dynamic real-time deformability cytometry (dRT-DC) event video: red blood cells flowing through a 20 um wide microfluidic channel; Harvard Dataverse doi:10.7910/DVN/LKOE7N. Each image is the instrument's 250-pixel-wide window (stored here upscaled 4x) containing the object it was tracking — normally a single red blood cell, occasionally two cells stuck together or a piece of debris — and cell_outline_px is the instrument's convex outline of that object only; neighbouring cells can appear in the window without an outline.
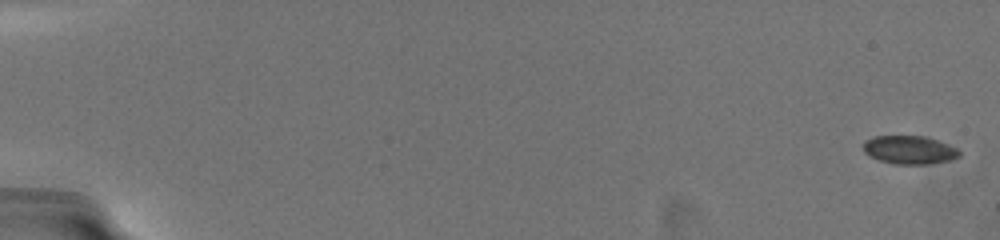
{"species": "common noctule bat (a hibernating species)", "species_latin": "Nyctalus noctula", "temperature_condition": "warm", "stored_images_in_passage": 12, "camera_frame_rate_fps": 3000, "um_per_image_px": 0.085, "animal": {"sex": "female", "body_mass_g": 19.5, "forearm_length_mm": 54.1}, "frame": {"image": 1, "passage_image": 1, "time_ms": 0.0, "image_size_px": [1000, 240], "cell_outline_px": [[960, 156], [952, 160], [928, 164], [892, 164], [868, 156], [864, 152], [864, 140], [872, 136], [928, 136], [956, 148], [960, 152]], "centroid_in_image_um": [77.29, 12.74], "position_along_channel_um": 7.7, "area_um2": 16.01}}
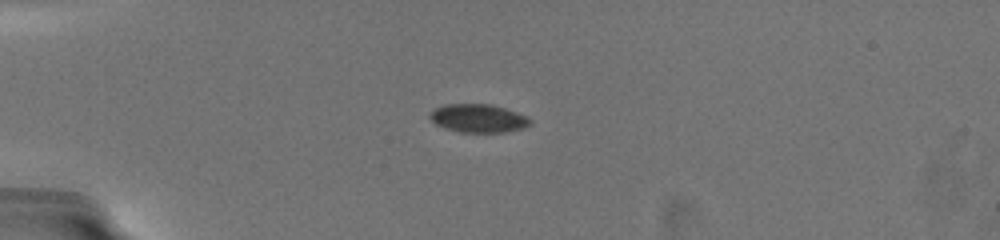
{"frame": {"image": 2, "passage_image": 6, "time_ms": 5.333, "image_size_px": [1000, 240], "cell_outline_px": [[532, 124], [524, 128], [504, 132], [460, 132], [444, 128], [436, 124], [428, 116], [436, 108], [444, 104], [492, 104], [516, 112], [532, 120]], "centroid_in_image_um": [40.66, 10.06], "position_along_channel_um": 44.3, "area_um2": 16.47}}
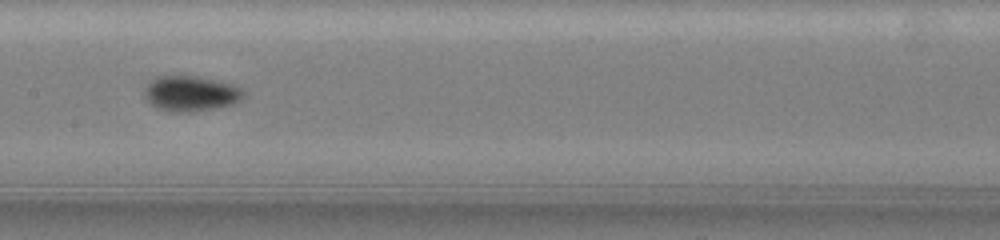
{"frame": {"image": 3, "passage_image": 11, "time_ms": 10.333, "image_size_px": [1000, 240], "cell_outline_px": [[244, 96], [240, 100], [232, 104], [216, 108], [192, 112], [168, 112], [156, 108], [144, 96], [144, 88], [156, 76], [196, 76], [232, 84], [240, 88], [244, 92]], "centroid_in_image_um": [16.19, 7.96], "position_along_channel_um": 191.2, "area_um2": 20.4}}